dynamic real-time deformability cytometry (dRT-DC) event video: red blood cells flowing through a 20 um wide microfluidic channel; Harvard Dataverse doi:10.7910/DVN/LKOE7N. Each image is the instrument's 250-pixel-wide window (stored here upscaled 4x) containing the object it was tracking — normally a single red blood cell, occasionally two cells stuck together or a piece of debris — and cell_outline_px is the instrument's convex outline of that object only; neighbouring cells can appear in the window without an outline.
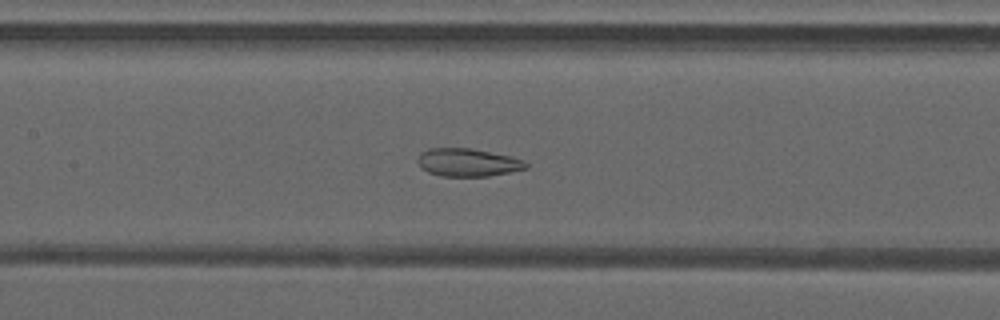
{"species": "common noctule bat (a hibernating species)", "species_latin": "Nyctalus noctula", "temperature_condition": "warm", "stored_images_in_passage": 29, "camera_frame_rate_fps": 3000, "um_per_image_px": 0.085, "animal": {"sex": "male", "forearm_length_mm": 52.5}, "frame": {"image": 1, "passage_image": 12, "time_ms": 3.667, "image_size_px": [1000, 320], "cell_outline_px": [[528, 168], [488, 176], [440, 176], [428, 172], [420, 168], [416, 160], [420, 152], [428, 148], [472, 148], [512, 156], [524, 160], [528, 164]], "centroid_in_image_um": [39.73, 13.8], "position_along_channel_um": 167.7, "area_um2": 17.86}}
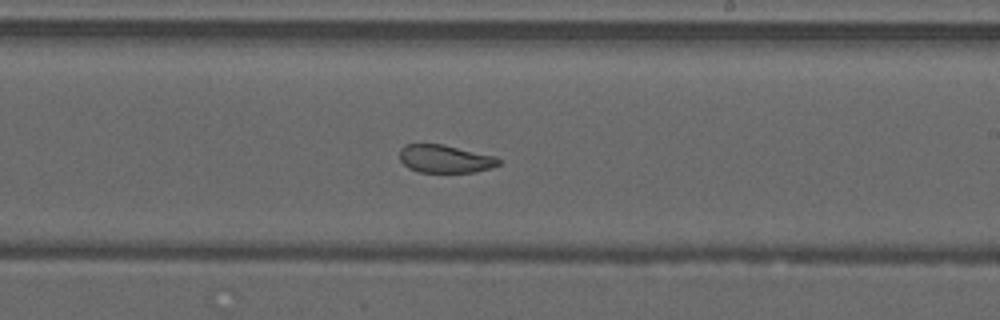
{"frame": {"image": 2, "passage_image": 18, "time_ms": 5.667, "image_size_px": [1000, 320], "cell_outline_px": [[500, 164], [492, 168], [476, 172], [420, 172], [408, 168], [400, 160], [400, 148], [404, 144], [444, 144], [496, 156], [500, 160]], "centroid_in_image_um": [37.84, 13.5], "position_along_channel_um": 251.2, "area_um2": 16.3}}
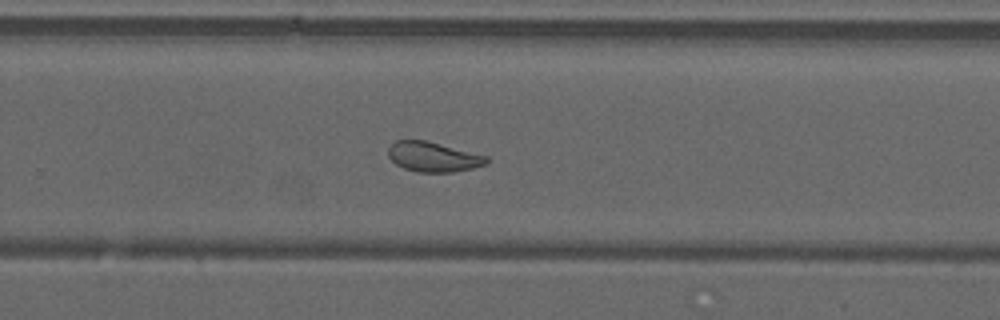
{"frame": {"image": 3, "passage_image": 21, "time_ms": 6.667, "image_size_px": [1000, 320], "cell_outline_px": [[488, 164], [472, 168], [452, 172], [416, 172], [404, 168], [396, 164], [388, 156], [388, 148], [396, 140], [424, 140], [488, 156]], "centroid_in_image_um": [36.82, 13.34], "position_along_channel_um": 293.0, "area_um2": 16.99}, "authors_computed_cell_mechanics": {"area_um2": 17.8602, "velocity_mm_per_s": 4.2104, "shape_relaxation_time_tau1_ms": null, "shape_relaxation_time_tau2_ms": 1.6493, "deformation_change_tau1": null, "deformation_change_tau2": 0.0685}}